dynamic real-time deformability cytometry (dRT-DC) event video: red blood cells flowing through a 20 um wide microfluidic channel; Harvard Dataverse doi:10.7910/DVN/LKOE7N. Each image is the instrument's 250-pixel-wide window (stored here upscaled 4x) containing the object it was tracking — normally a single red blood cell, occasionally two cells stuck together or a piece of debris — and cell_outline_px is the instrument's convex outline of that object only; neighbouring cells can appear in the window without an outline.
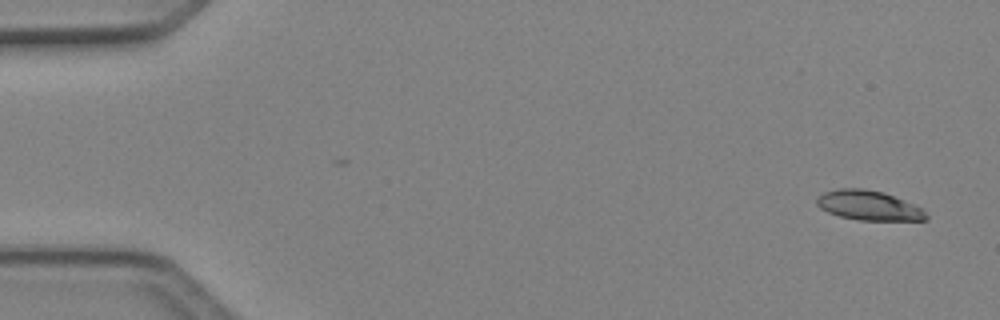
{"species": "Egyptian fruit bat (a non-hibernating species)", "species_latin": "Rousettus aegyptiacus", "temperature_condition": "cold", "stored_images_in_passage": 5, "camera_frame_rate_fps": 3000, "um_per_image_px": 0.085, "animal": {"sex": "female"}, "frame": {"image": 1, "passage_image": 1, "time_ms": 0.0, "image_size_px": [1000, 320], "cell_outline_px": [[928, 220], [860, 220], [840, 216], [828, 212], [820, 208], [816, 204], [816, 200], [824, 192], [840, 188], [864, 188], [880, 192], [904, 200], [920, 208], [928, 216]], "centroid_in_image_um": [73.81, 17.47], "position_along_channel_um": 11.2, "area_um2": 18.55}}